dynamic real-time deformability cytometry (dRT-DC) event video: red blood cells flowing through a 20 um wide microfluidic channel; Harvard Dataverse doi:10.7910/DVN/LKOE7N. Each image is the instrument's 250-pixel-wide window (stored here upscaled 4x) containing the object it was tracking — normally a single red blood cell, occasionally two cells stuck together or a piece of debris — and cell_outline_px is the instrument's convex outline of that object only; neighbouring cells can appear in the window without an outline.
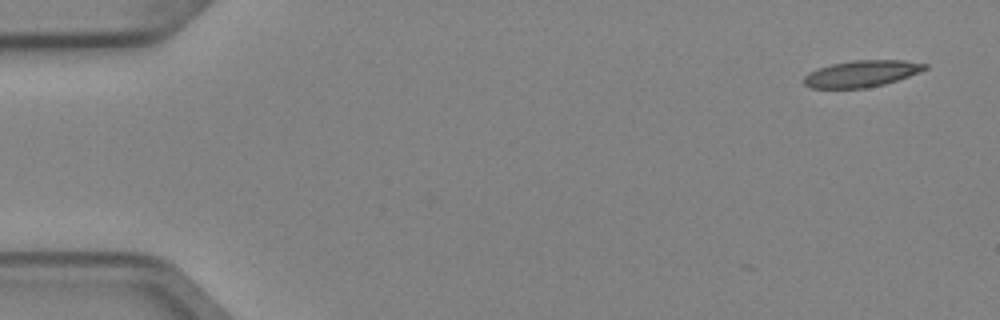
{"species": "Egyptian fruit bat (a non-hibernating species)", "species_latin": "Rousettus aegyptiacus", "temperature_condition": "cold", "stored_images_in_passage": 5, "camera_frame_rate_fps": 3000, "um_per_image_px": 0.085, "animal": {"sex": "female"}, "frame": {"image": 1, "passage_image": 1, "time_ms": 0.0, "image_size_px": [1000, 320], "cell_outline_px": [[928, 68], [920, 72], [884, 84], [864, 88], [812, 88], [804, 84], [804, 76], [808, 72], [816, 68], [832, 64], [852, 60], [904, 60], [928, 64]], "centroid_in_image_um": [73.22, 6.25], "position_along_channel_um": 11.8, "area_um2": 18.73}}
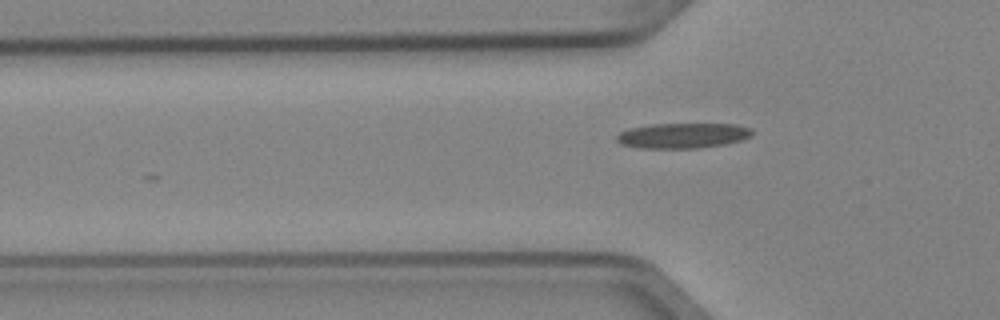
{"frame": {"image": 2, "passage_image": 5, "time_ms": 1.333, "image_size_px": [1000, 320], "cell_outline_px": [[752, 136], [740, 140], [724, 144], [700, 148], [636, 148], [620, 144], [616, 140], [616, 136], [620, 132], [628, 128], [652, 124], [736, 124], [752, 128]], "centroid_in_image_um": [58.01, 11.52], "position_along_channel_um": 67.8, "area_um2": 20.06}}